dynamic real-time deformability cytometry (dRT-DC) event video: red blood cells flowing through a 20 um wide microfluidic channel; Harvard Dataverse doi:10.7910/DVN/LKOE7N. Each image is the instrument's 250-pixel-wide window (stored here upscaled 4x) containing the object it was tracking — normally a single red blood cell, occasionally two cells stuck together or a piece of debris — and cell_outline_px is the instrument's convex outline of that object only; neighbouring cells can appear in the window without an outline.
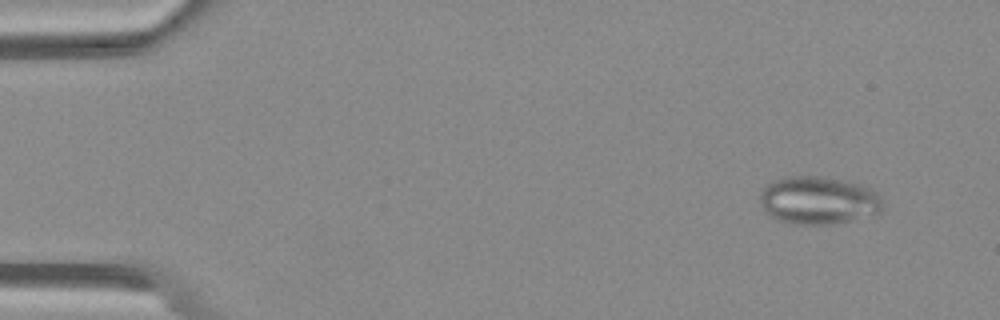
{"species": "Egyptian fruit bat (a non-hibernating species)", "species_latin": "Rousettus aegyptiacus", "temperature_condition": "warm", "stored_images_in_passage": 51, "camera_frame_rate_fps": 3000, "um_per_image_px": 0.085, "animal": {"sex": "female"}, "frame": {"image": 1, "passage_image": 4, "time_ms": 1.0, "image_size_px": [1000, 320], "cell_outline_px": [[884, 208], [880, 212], [848, 220], [828, 224], [800, 224], [780, 220], [768, 216], [760, 200], [760, 192], [768, 184], [776, 180], [788, 176], [820, 176], [840, 180], [856, 184], [868, 188], [876, 192], [884, 200]], "centroid_in_image_um": [69.56, 17.02], "position_along_channel_um": 15.4, "area_um2": 33.7}}
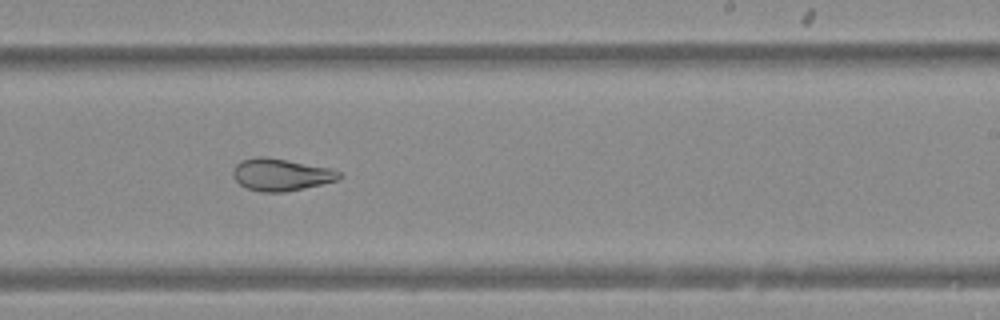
{"frame": {"image": 2, "passage_image": 31, "time_ms": 10.0, "image_size_px": [1000, 320], "cell_outline_px": [[340, 176], [336, 180], [320, 184], [284, 192], [260, 192], [248, 188], [240, 184], [232, 176], [232, 172], [236, 164], [240, 160], [256, 156], [268, 156], [332, 168], [340, 172]], "centroid_in_image_um": [23.84, 14.82], "position_along_channel_um": 265.2, "area_um2": 19.94}}
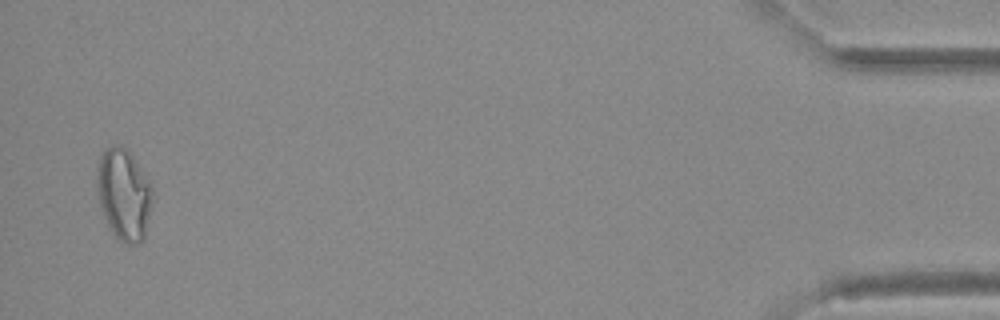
{"frame": {"image": 3, "passage_image": 49, "time_ms": 16.0, "image_size_px": [1000, 320], "cell_outline_px": [[152, 200], [144, 236], [140, 244], [128, 244], [116, 240], [104, 216], [100, 204], [96, 176], [100, 156], [112, 144], [120, 144], [132, 156], [148, 180], [152, 188]], "centroid_in_image_um": [10.52, 16.55], "position_along_channel_um": 424.7, "area_um2": 29.13}}